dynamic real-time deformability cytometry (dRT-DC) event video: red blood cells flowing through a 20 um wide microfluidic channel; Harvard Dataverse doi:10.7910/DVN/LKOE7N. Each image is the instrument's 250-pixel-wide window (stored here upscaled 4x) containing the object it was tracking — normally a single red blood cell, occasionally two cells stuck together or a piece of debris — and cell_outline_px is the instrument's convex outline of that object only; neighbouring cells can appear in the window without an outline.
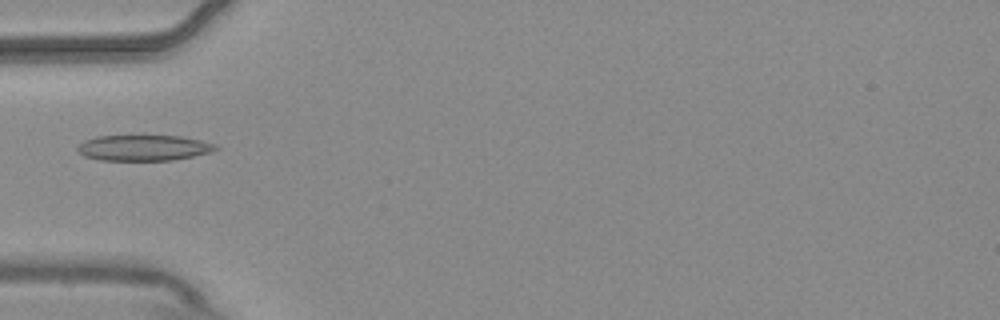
{"species": "common noctule bat (a hibernating species)", "species_latin": "Nyctalus noctula", "temperature_condition": "warm", "stored_images_in_passage": 8, "camera_frame_rate_fps": 3000, "um_per_image_px": 0.085, "animal": {"sex": "male", "body_mass_g": 20.4}, "frame": {"image": 1, "passage_image": 5, "time_ms": 1.333, "image_size_px": [1000, 320], "cell_outline_px": [[220, 148], [212, 152], [172, 160], [100, 160], [84, 156], [76, 148], [84, 140], [96, 136], [180, 136], [200, 140], [216, 144]], "centroid_in_image_um": [12.23, 12.56], "position_along_channel_um": 72.8, "area_um2": 20.63}}
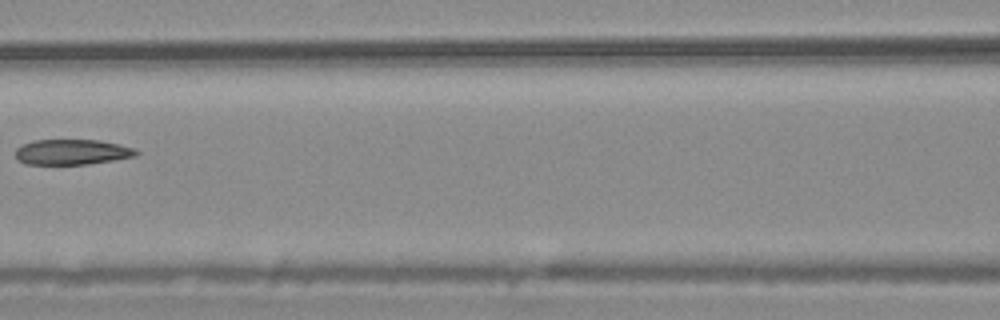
{"frame": {"image": 2, "passage_image": 7, "time_ms": 2.0, "image_size_px": [1000, 320], "cell_outline_px": [[140, 152], [136, 156], [88, 164], [24, 164], [16, 160], [16, 148], [32, 140], [100, 140], [136, 148]], "centroid_in_image_um": [6.12, 12.92], "position_along_channel_um": 160.5, "area_um2": 17.92}}
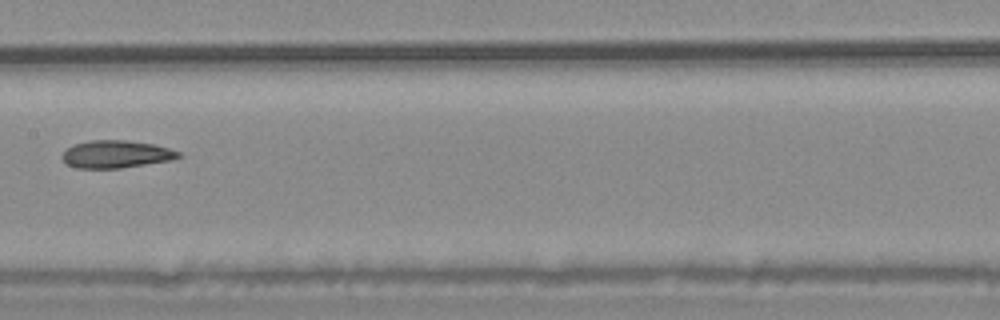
{"frame": {"image": 3, "passage_image": 8, "time_ms": 2.333, "image_size_px": [1000, 320], "cell_outline_px": [[184, 156], [172, 160], [120, 168], [76, 168], [64, 164], [60, 156], [68, 148], [76, 144], [92, 140], [124, 140], [152, 144], [168, 148], [180, 152]], "centroid_in_image_um": [9.86, 13.12], "position_along_channel_um": 197.5, "area_um2": 18.67}}